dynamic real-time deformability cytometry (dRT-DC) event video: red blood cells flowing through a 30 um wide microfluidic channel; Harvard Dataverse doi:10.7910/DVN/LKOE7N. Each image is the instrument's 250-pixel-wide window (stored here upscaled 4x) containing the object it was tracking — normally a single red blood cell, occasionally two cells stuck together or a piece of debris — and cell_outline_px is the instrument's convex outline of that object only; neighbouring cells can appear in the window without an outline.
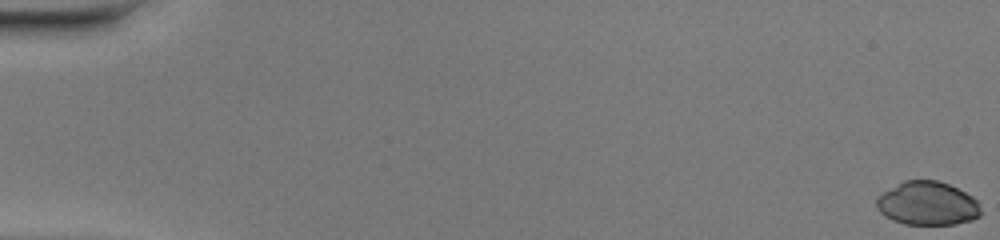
{"species": "common noctule bat (a hibernating species)", "species_latin": "Nyctalus noctula", "temperature_condition": "warm", "stored_images_in_passage": 52, "camera_frame_rate_fps": 3000, "um_per_image_px": 0.085, "animal": {"sex": "female", "body_mass_g": 20.0, "forearm_length_mm": 54.0}, "frame": {"image": 1, "passage_image": 1, "time_ms": 0.0, "image_size_px": [1000, 240], "cell_outline_px": [[984, 212], [980, 216], [972, 220], [956, 224], [904, 224], [892, 220], [884, 216], [876, 208], [876, 196], [904, 180], [936, 180], [948, 184], [972, 196], [976, 200]], "centroid_in_image_um": [78.83, 17.3], "position_along_channel_um": 6.2, "area_um2": 26.7}}
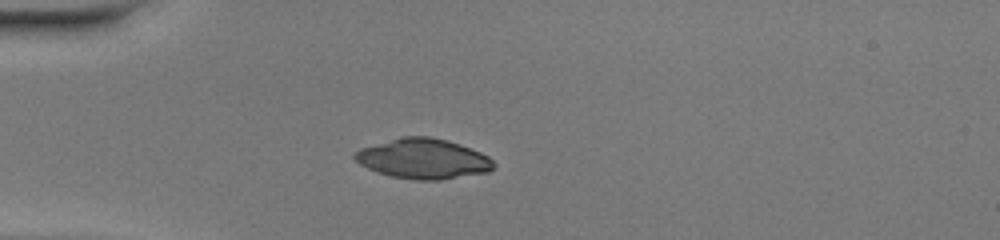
{"frame": {"image": 2, "passage_image": 16, "time_ms": 5.0, "image_size_px": [1000, 240], "cell_outline_px": [[496, 168], [488, 172], [440, 180], [412, 180], [392, 176], [376, 172], [360, 164], [352, 156], [360, 148], [400, 136], [428, 136], [448, 140], [460, 144], [480, 152], [488, 156], [496, 164]], "centroid_in_image_um": [35.98, 13.49], "position_along_channel_um": 49.0, "area_um2": 32.66}}
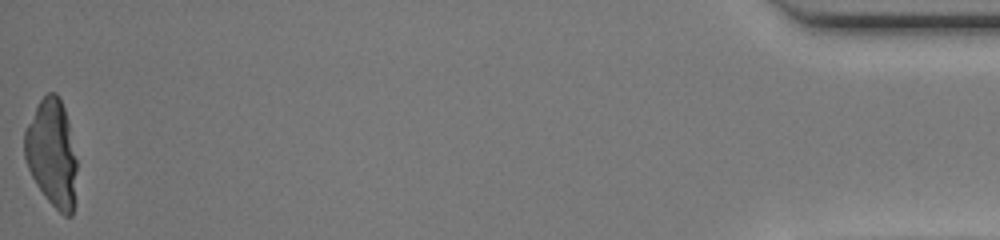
{"frame": {"image": 3, "passage_image": 52, "time_ms": 17.0, "image_size_px": [1000, 240], "cell_outline_px": [[76, 168], [72, 216], [64, 216], [44, 196], [36, 184], [28, 168], [24, 156], [24, 128], [40, 100], [48, 92], [56, 92], [64, 108], [68, 120], [76, 160]], "centroid_in_image_um": [4.38, 12.99], "position_along_channel_um": 430.8, "area_um2": 32.43}}